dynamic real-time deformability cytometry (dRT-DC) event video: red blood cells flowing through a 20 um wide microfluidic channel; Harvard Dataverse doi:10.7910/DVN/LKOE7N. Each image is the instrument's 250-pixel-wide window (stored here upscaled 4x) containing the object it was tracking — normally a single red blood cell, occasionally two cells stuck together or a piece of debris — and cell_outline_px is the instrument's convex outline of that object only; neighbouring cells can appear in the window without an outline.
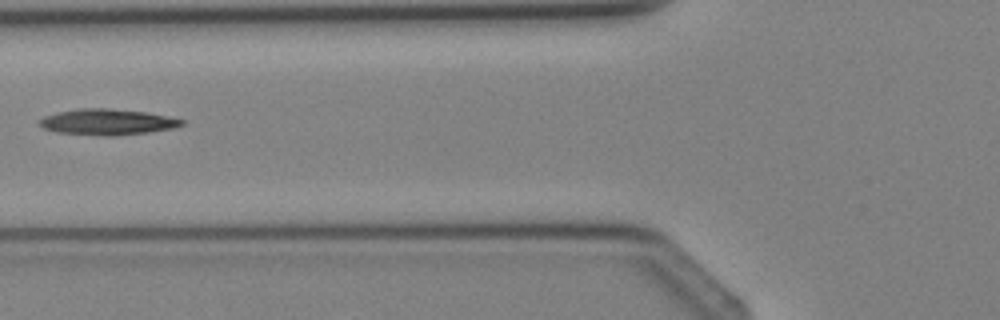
{"species": "Egyptian fruit bat (a non-hibernating species)", "species_latin": "Rousettus aegyptiacus", "temperature_condition": "cold", "stored_images_in_passage": 3, "camera_frame_rate_fps": 3000, "um_per_image_px": 0.085, "animal": {"sex": "female"}, "frame": {"image": 1, "passage_image": 3, "time_ms": 2.333, "image_size_px": [1000, 320], "cell_outline_px": [[184, 124], [172, 128], [148, 132], [112, 136], [100, 136], [56, 132], [44, 128], [40, 124], [40, 120], [44, 116], [60, 112], [80, 108], [108, 108], [144, 112], [184, 120]], "centroid_in_image_um": [9.1, 10.37], "position_along_channel_um": 116.7, "area_um2": 21.15}}